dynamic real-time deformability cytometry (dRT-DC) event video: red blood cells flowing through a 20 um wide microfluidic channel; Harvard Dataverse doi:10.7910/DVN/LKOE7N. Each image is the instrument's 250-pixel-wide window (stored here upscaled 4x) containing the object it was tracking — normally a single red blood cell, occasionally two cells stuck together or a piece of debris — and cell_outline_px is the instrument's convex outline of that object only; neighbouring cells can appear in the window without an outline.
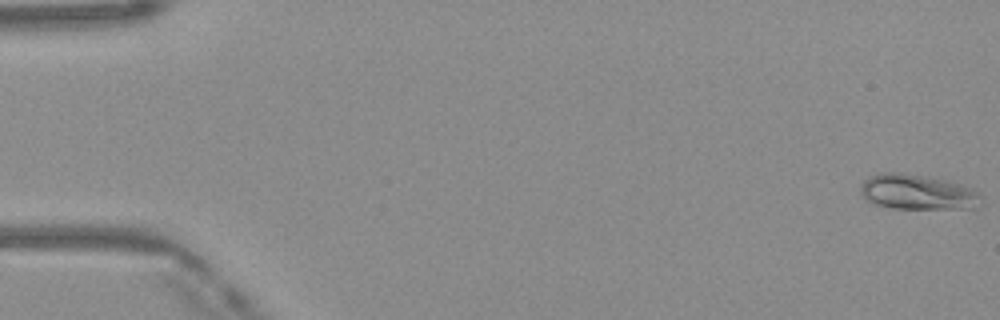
{"species": "Egyptian fruit bat (a non-hibernating species)", "species_latin": "Rousettus aegyptiacus", "temperature_condition": "warm", "stored_images_in_passage": 49, "camera_frame_rate_fps": 3000, "um_per_image_px": 0.085, "frame": {"image": 1, "passage_image": 1, "time_ms": 0.0, "image_size_px": [1000, 320], "cell_outline_px": [[984, 204], [976, 208], [892, 208], [872, 204], [860, 192], [860, 188], [864, 180], [868, 176], [880, 172], [896, 172], [924, 176], [944, 180], [960, 184], [972, 188], [980, 196]], "centroid_in_image_um": [77.98, 16.33], "position_along_channel_um": 7.0, "area_um2": 24.68}}
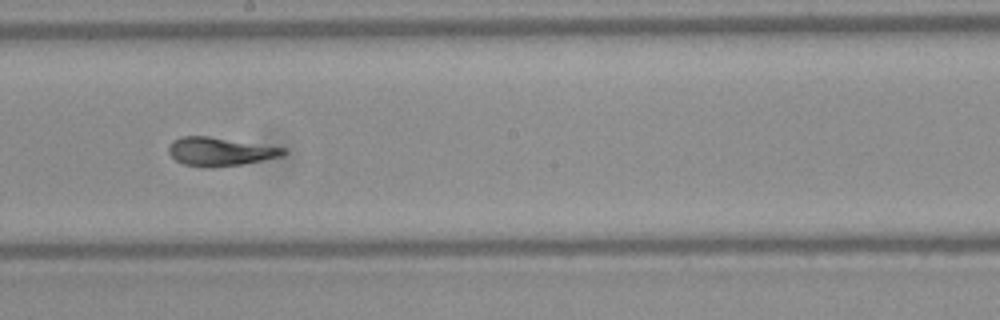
{"frame": {"image": 2, "passage_image": 28, "time_ms": 9.0, "image_size_px": [1000, 320], "cell_outline_px": [[288, 152], [280, 156], [244, 164], [184, 164], [176, 160], [168, 152], [168, 148], [172, 140], [180, 136], [208, 136], [284, 148]], "centroid_in_image_um": [18.69, 12.83], "position_along_channel_um": 229.5, "area_um2": 18.03}}
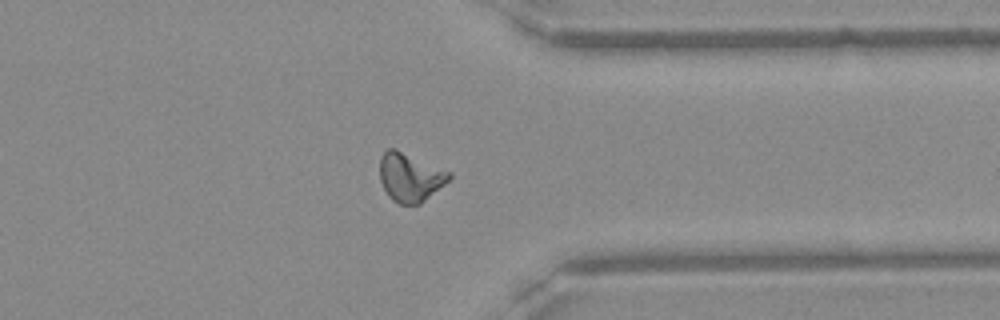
{"frame": {"image": 3, "passage_image": 39, "time_ms": 12.667, "image_size_px": [1000, 320], "cell_outline_px": [[452, 176], [444, 184], [420, 204], [400, 204], [392, 200], [388, 196], [380, 180], [380, 156], [388, 148], [396, 148], [452, 172]], "centroid_in_image_um": [34.85, 15.04], "position_along_channel_um": 376.6, "area_um2": 19.71}, "authors_computed_cell_mechanics": {"area_um2": 19.1318, "velocity_mm_per_s": 4.1354, "shape_relaxation_time_tau1_ms": 6.8328, "shape_relaxation_time_tau2_ms": 1.0907, "deformation_change_tau1": 0.2153, "deformation_change_tau2": 0.0521}}